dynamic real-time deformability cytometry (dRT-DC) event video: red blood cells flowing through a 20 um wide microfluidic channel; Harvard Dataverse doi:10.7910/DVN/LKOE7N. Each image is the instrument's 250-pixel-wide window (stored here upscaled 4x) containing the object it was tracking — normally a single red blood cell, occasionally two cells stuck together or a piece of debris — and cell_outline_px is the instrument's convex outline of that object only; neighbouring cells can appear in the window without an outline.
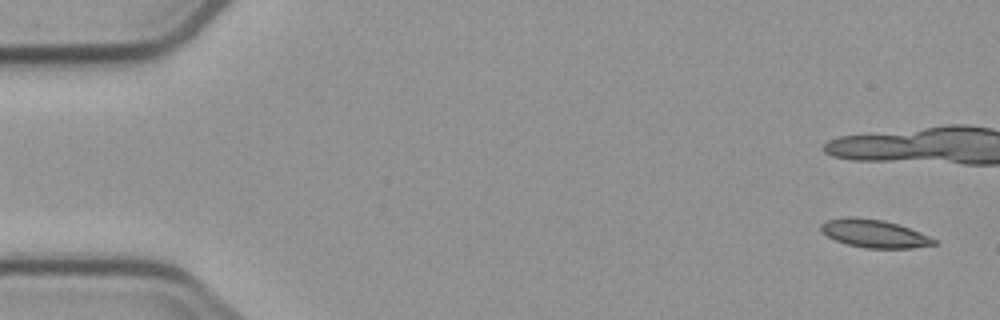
{"species": "common noctule bat (a hibernating species)", "species_latin": "Nyctalus noctula", "temperature_condition": "cold", "stored_images_in_passage": 5, "camera_frame_rate_fps": 3000, "um_per_image_px": 0.085, "animal": {"sex": "male", "body_mass_g": 23.1, "forearm_length_mm": 52.7}, "frame": {"image": 1, "passage_image": 1, "time_ms": 0.0, "image_size_px": [1000, 320], "cell_outline_px": [[936, 244], [912, 248], [864, 248], [848, 244], [836, 240], [820, 232], [820, 224], [828, 220], [848, 216], [884, 220], [920, 232], [936, 240]], "centroid_in_image_um": [74.28, 19.85], "position_along_channel_um": 10.7, "area_um2": 18.26}}